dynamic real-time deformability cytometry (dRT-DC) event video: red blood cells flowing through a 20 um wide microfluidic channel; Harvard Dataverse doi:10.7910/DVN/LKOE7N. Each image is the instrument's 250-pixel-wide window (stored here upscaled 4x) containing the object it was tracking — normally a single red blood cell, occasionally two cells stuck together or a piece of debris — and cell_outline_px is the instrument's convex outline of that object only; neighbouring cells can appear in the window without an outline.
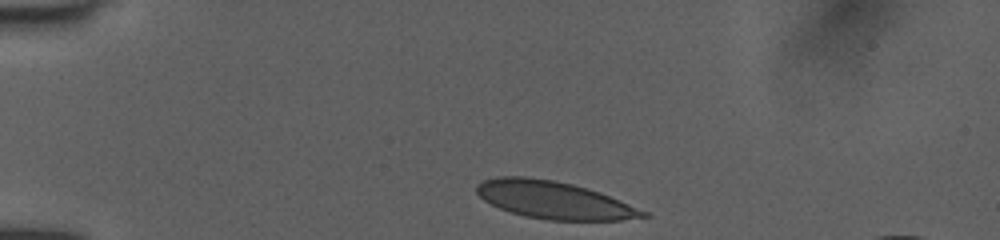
{"species": "human", "species_latin": "Homo sapiens", "temperature_condition": "room temperature", "stored_images_in_passage": 36, "camera_frame_rate_fps": 3000, "um_per_image_px": 0.085, "donor": {"sex": "female"}, "frame": {"image": 1, "passage_image": 1, "time_ms": 0.0, "image_size_px": [1000, 240], "cell_outline_px": [[652, 216], [620, 220], [548, 220], [524, 216], [500, 208], [484, 200], [476, 192], [476, 184], [484, 180], [496, 176], [524, 176], [552, 180], [572, 184], [588, 188], [600, 192], [648, 212]], "centroid_in_image_um": [47.08, 17.0], "position_along_channel_um": 37.9, "area_um2": 36.24}}
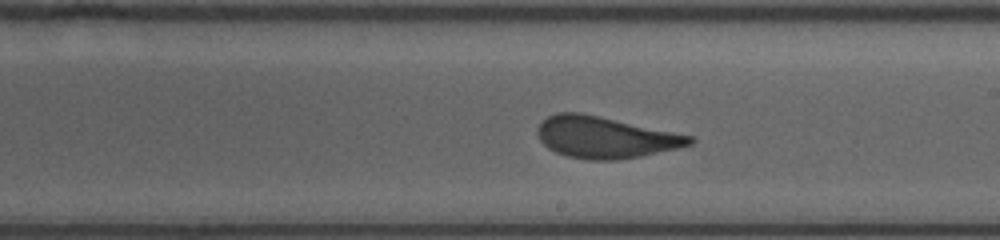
{"frame": {"image": 2, "passage_image": 20, "time_ms": 6.333, "image_size_px": [1000, 240], "cell_outline_px": [[696, 140], [692, 144], [676, 148], [640, 156], [616, 160], [588, 160], [568, 156], [556, 152], [548, 148], [540, 140], [536, 132], [536, 128], [548, 116], [556, 112], [580, 112], [696, 136]], "centroid_in_image_um": [51.45, 11.66], "position_along_channel_um": 237.6, "area_um2": 36.88}}
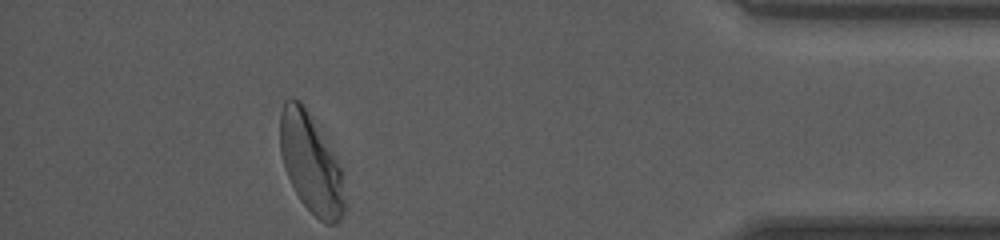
{"frame": {"image": 3, "passage_image": 36, "time_ms": 11.667, "image_size_px": [1000, 240], "cell_outline_px": [[344, 212], [340, 220], [336, 224], [328, 224], [320, 220], [300, 200], [284, 168], [280, 152], [280, 112], [284, 100], [292, 96], [300, 100], [304, 104], [344, 172]], "centroid_in_image_um": [26.42, 13.86], "position_along_channel_um": 408.8, "area_um2": 37.45}, "authors_computed_cell_mechanics": {"area_um2": 37.1654, "velocity_mm_per_s": 3.9994, "shape_relaxation_time_tau1_ms": 5.9826, "shape_relaxation_time_tau2_ms": null, "deformation_change_tau1": 0.1819, "deformation_change_tau2": null}}